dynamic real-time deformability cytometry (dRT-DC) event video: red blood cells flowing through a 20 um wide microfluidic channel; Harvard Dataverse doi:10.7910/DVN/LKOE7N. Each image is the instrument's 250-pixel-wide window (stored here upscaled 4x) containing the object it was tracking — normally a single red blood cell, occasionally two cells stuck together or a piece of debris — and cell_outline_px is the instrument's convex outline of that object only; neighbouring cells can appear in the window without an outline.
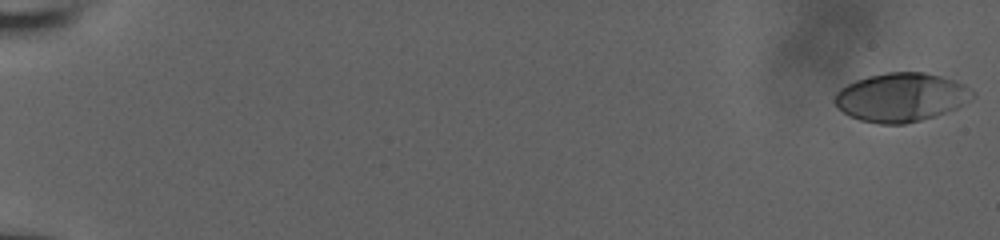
{"species": "human", "species_latin": "Homo sapiens", "temperature_condition": "room temperature", "stored_images_in_passage": 56, "camera_frame_rate_fps": 3000, "um_per_image_px": 0.085, "donor": {"sex": "male"}, "frame": {"image": 1, "passage_image": 1, "time_ms": 0.0, "image_size_px": [1000, 240], "cell_outline_px": [[976, 96], [964, 104], [956, 108], [936, 116], [904, 124], [880, 124], [860, 120], [844, 112], [832, 100], [836, 92], [840, 88], [856, 80], [868, 76], [888, 72], [924, 72], [956, 80], [964, 84], [976, 92]], "centroid_in_image_um": [76.63, 8.26], "position_along_channel_um": 8.4, "area_um2": 39.25}}
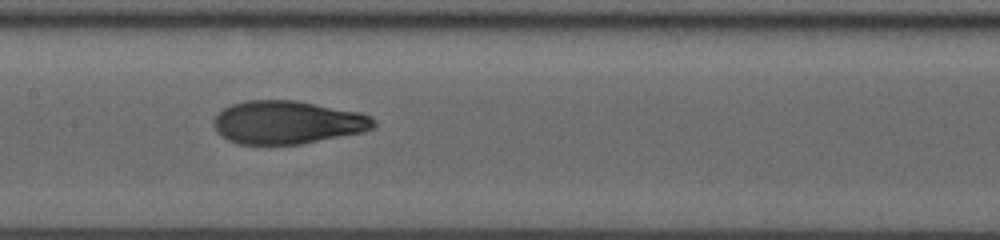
{"frame": {"image": 2, "passage_image": 31, "time_ms": 10.0, "image_size_px": [1000, 240], "cell_outline_px": [[376, 124], [372, 128], [364, 132], [300, 144], [236, 144], [220, 136], [216, 132], [212, 124], [212, 120], [224, 108], [232, 104], [244, 100], [296, 100], [360, 112], [376, 120]], "centroid_in_image_um": [24.4, 10.4], "position_along_channel_um": 183.0, "area_um2": 40.46}}
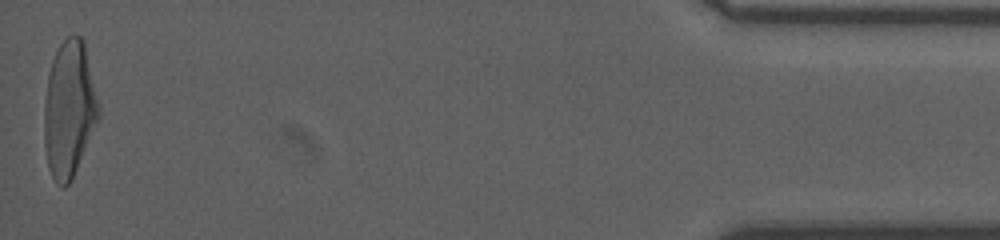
{"frame": {"image": 3, "passage_image": 56, "time_ms": 18.333, "image_size_px": [1000, 240], "cell_outline_px": [[100, 116], [72, 180], [64, 188], [60, 188], [56, 184], [48, 168], [44, 144], [44, 104], [48, 76], [52, 60], [60, 44], [68, 36], [80, 36], [84, 40], [100, 108]], "centroid_in_image_um": [5.88, 9.32], "position_along_channel_um": 429.3, "area_um2": 43.41}, "authors_computed_cell_mechanics": {"area_um2": 39.882, "velocity_mm_per_s": 3.9467, "shape_relaxation_time_tau1_ms": 6.2128, "shape_relaxation_time_tau2_ms": 0.937, "deformation_change_tau1": 0.2614, "deformation_change_tau2": 0.0721}}